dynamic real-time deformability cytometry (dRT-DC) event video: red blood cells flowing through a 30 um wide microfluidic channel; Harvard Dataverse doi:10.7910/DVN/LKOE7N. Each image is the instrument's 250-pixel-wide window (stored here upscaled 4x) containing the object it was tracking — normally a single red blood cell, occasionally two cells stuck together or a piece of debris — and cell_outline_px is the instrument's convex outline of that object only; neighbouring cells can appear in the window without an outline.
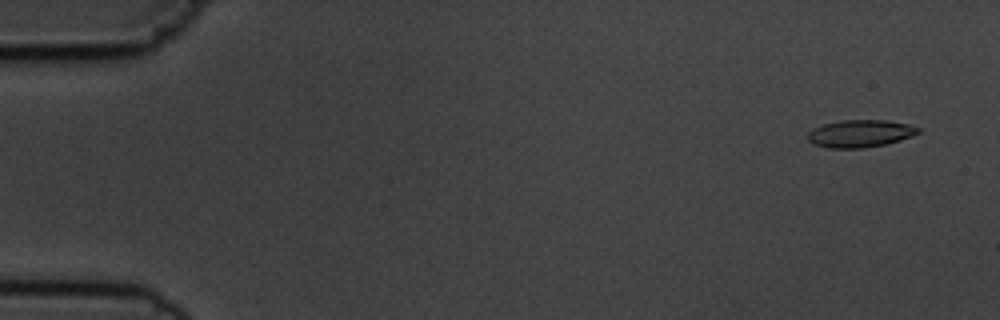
{"species": "common noctule bat (a hibernating species)", "species_latin": "Nyctalus noctula", "temperature_condition": "cold", "stored_images_in_passage": 55, "camera_frame_rate_fps": 3000, "um_per_image_px": 0.085, "animal": {"sex": "male", "body_mass_g": 19.5, "forearm_length_mm": 54.6}, "frame": {"image": 1, "passage_image": 3, "time_ms": 0.667, "image_size_px": [1000, 320], "cell_outline_px": [[920, 132], [912, 136], [900, 140], [884, 144], [864, 148], [828, 148], [816, 144], [808, 140], [808, 132], [812, 128], [824, 124], [844, 120], [884, 120], [908, 124], [920, 128]], "centroid_in_image_um": [73.12, 11.35], "position_along_channel_um": 11.9, "area_um2": 17.51}}
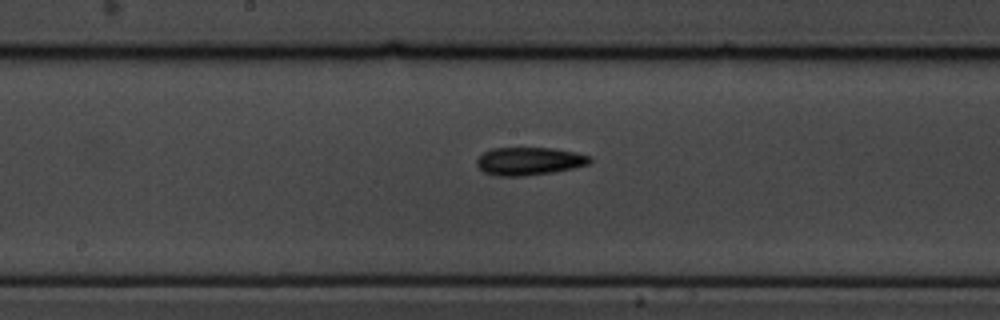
{"frame": {"image": 2, "passage_image": 29, "time_ms": 9.333, "image_size_px": [1000, 320], "cell_outline_px": [[592, 160], [588, 164], [572, 168], [552, 172], [524, 176], [496, 176], [484, 172], [476, 164], [476, 160], [484, 152], [492, 148], [556, 148], [576, 152], [592, 156]], "centroid_in_image_um": [44.99, 13.69], "position_along_channel_um": 203.2, "area_um2": 18.44}}
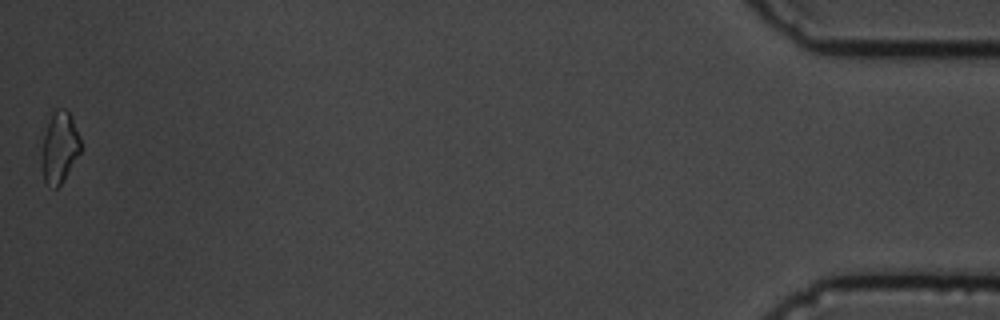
{"frame": {"image": 3, "passage_image": 55, "time_ms": 18.0, "image_size_px": [1000, 320], "cell_outline_px": [[80, 152], [60, 184], [56, 188], [52, 188], [44, 180], [40, 160], [44, 136], [52, 112], [56, 108], [64, 108], [72, 116], [80, 136]], "centroid_in_image_um": [5.05, 12.5], "position_along_channel_um": 430.2, "area_um2": 16.01}, "authors_computed_cell_mechanics": {"area_um2": 17.34, "velocity_mm_per_s": 3.6653, "shape_relaxation_time_tau1_ms": 8.3559, "shape_relaxation_time_tau2_ms": null, "deformation_change_tau1": 0.1478, "deformation_change_tau2": null}}